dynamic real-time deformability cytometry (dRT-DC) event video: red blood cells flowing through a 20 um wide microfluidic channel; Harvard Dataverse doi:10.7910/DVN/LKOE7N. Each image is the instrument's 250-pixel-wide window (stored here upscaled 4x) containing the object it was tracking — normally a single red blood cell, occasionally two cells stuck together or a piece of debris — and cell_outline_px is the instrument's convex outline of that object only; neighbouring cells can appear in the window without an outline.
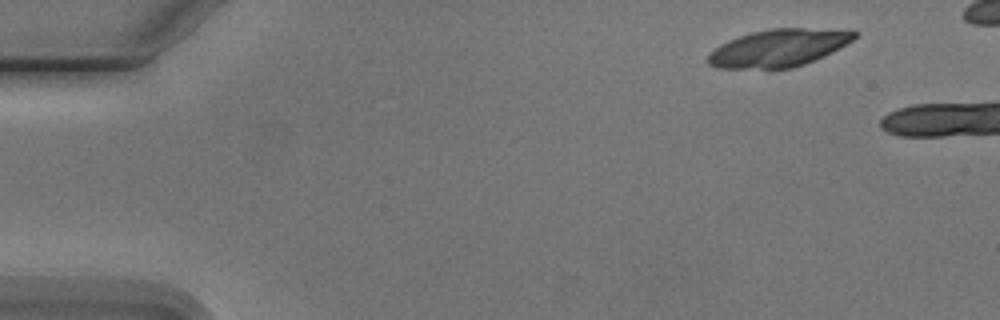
{"species": "Egyptian fruit bat (a non-hibernating species)", "species_latin": "Rousettus aegyptiacus", "temperature_condition": "cold", "stored_images_in_passage": 3, "camera_frame_rate_fps": 3000, "um_per_image_px": 0.085, "animal": {"sex": "male"}, "frame": {"image": 1, "passage_image": 1, "time_ms": 0.0, "image_size_px": [1000, 320], "cell_outline_px": [[856, 36], [852, 40], [840, 48], [824, 56], [804, 64], [792, 68], [716, 68], [708, 64], [708, 56], [720, 44], [728, 40], [752, 32], [772, 28], [804, 28], [856, 32]], "centroid_in_image_um": [66.14, 4.09], "position_along_channel_um": 18.9, "area_um2": 31.39}}